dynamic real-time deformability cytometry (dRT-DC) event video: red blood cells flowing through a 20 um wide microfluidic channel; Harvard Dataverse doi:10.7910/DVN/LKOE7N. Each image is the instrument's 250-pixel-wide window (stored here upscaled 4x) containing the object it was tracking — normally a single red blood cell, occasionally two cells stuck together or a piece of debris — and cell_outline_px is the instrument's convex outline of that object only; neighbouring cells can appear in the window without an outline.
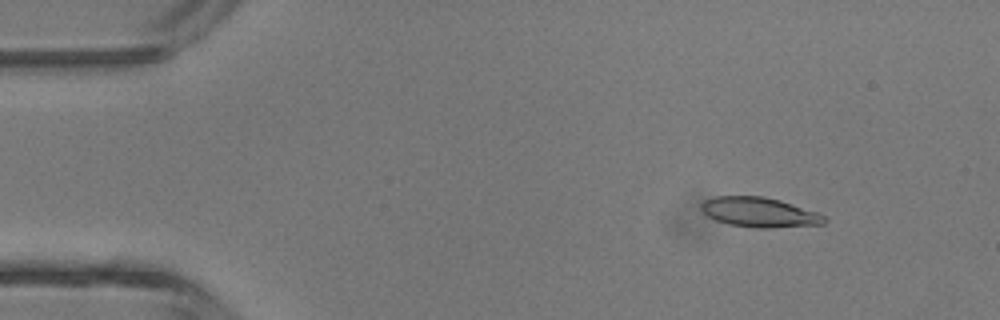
{"species": "common noctule bat (a hibernating species)", "species_latin": "Nyctalus noctula", "temperature_condition": "room temperature", "stored_images_in_passage": 4, "camera_frame_rate_fps": 3000, "um_per_image_px": 0.085, "animal": {"sex": "male", "body_mass_g": 13.3}, "frame": {"image": 1, "passage_image": 1, "time_ms": 0.0, "image_size_px": [1000, 320], "cell_outline_px": [[828, 220], [824, 224], [772, 228], [752, 228], [728, 224], [716, 220], [708, 216], [700, 208], [700, 204], [704, 200], [716, 196], [764, 196], [780, 200], [820, 212]], "centroid_in_image_um": [64.58, 18.05], "position_along_channel_um": 20.4, "area_um2": 21.68}}